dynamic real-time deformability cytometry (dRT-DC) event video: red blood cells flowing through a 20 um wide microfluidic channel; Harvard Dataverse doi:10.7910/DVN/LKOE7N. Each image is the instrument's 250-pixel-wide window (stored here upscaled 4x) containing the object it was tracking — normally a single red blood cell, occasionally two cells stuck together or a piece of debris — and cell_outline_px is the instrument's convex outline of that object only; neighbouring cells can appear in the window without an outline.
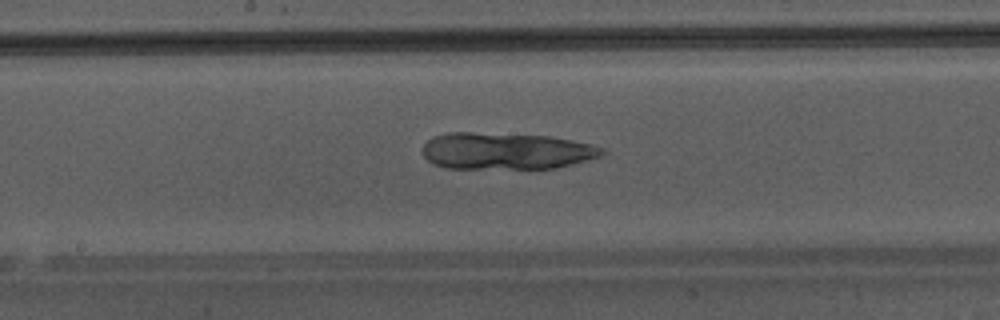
{"species": "Egyptian fruit bat (a non-hibernating species)", "species_latin": "Rousettus aegyptiacus", "temperature_condition": "warm", "stored_images_in_passage": 49, "camera_frame_rate_fps": 3000, "um_per_image_px": 0.085, "animal": {"sex": "male"}, "frame": {"image": 1, "passage_image": 28, "time_ms": 9.0, "image_size_px": [1000, 320], "cell_outline_px": [[608, 152], [604, 156], [588, 160], [552, 168], [448, 168], [432, 164], [424, 156], [424, 144], [432, 136], [448, 132], [472, 132], [548, 136], [592, 144], [604, 148]], "centroid_in_image_um": [43.03, 12.83], "position_along_channel_um": 205.2, "area_um2": 38.49}}